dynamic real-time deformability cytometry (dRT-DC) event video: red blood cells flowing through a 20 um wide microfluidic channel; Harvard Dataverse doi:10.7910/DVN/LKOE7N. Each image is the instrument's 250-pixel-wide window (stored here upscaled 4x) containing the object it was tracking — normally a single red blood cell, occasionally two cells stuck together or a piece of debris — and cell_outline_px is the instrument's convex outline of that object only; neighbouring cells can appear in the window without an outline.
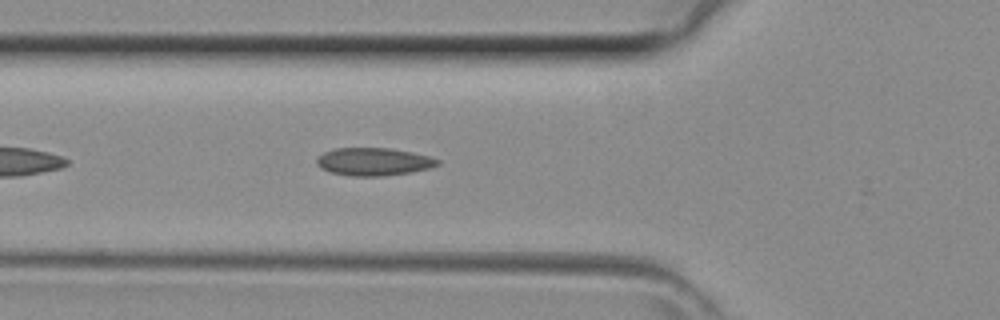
{"species": "common noctule bat (a hibernating species)", "species_latin": "Nyctalus noctula", "temperature_condition": "room temperature", "stored_images_in_passage": 11, "camera_frame_rate_fps": 3000, "um_per_image_px": 0.085, "animal": {"sex": "female", "body_mass_g": 29.2, "forearm_length_mm": 56.3}, "frame": {"image": 1, "passage_image": 5, "time_ms": 1.333, "image_size_px": [1000, 320], "cell_outline_px": [[440, 164], [428, 168], [412, 172], [384, 176], [348, 176], [328, 172], [320, 168], [316, 164], [316, 160], [324, 152], [336, 148], [388, 148], [412, 152], [428, 156], [440, 160]], "centroid_in_image_um": [31.73, 13.75], "position_along_channel_um": 94.1, "area_um2": 19.65}}
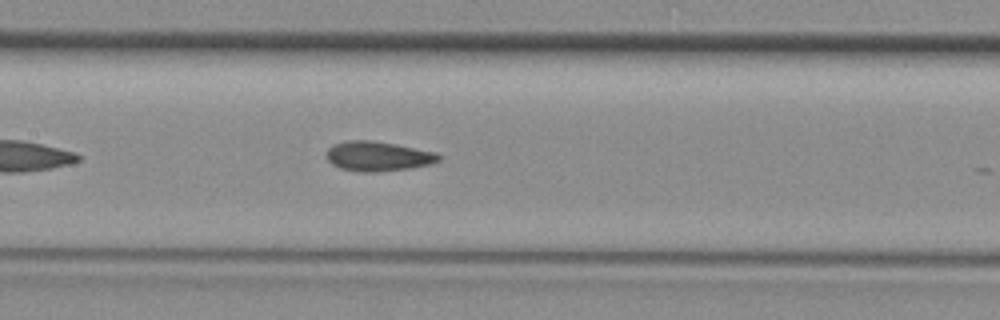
{"frame": {"image": 2, "passage_image": 10, "time_ms": 3.0, "image_size_px": [1000, 320], "cell_outline_px": [[440, 160], [432, 164], [412, 168], [376, 172], [360, 172], [340, 168], [332, 164], [328, 160], [328, 148], [336, 144], [348, 140], [368, 140], [396, 144], [436, 152], [440, 156]], "centroid_in_image_um": [32.17, 13.29], "position_along_channel_um": 175.2, "area_um2": 19.36}}